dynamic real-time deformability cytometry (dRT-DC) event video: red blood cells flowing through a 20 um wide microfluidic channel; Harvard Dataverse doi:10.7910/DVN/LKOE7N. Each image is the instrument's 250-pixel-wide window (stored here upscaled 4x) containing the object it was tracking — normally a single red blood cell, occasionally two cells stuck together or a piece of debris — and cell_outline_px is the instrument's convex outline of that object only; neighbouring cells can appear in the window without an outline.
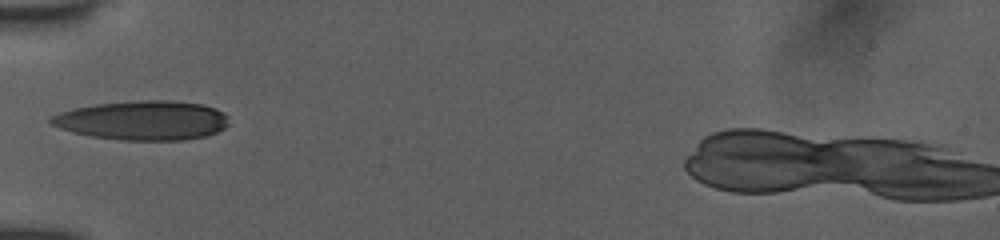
{"species": "human", "species_latin": "Homo sapiens", "temperature_condition": "room temperature", "stored_images_in_passage": 3, "camera_frame_rate_fps": 3000, "um_per_image_px": 0.085, "donor": {"sex": "female"}, "frame": {"image": 1, "passage_image": 2, "time_ms": 1.333, "image_size_px": [1000, 240], "cell_outline_px": [[228, 124], [224, 128], [208, 136], [184, 140], [120, 140], [88, 136], [72, 132], [60, 128], [52, 124], [48, 120], [52, 116], [60, 112], [76, 108], [96, 104], [140, 100], [164, 100], [204, 104], [216, 108], [224, 112], [228, 116]], "centroid_in_image_um": [12.17, 10.24], "position_along_channel_um": 72.8, "area_um2": 40.92}}
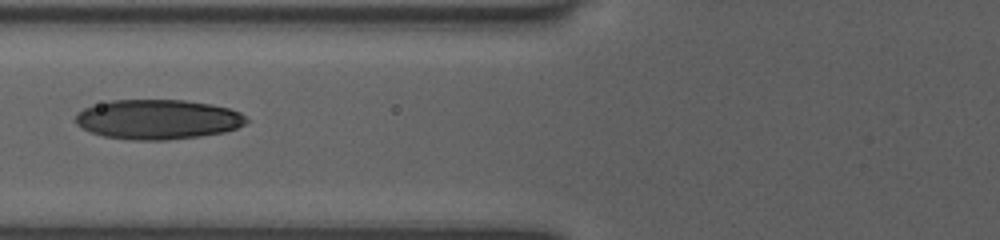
{"frame": {"image": 2, "passage_image": 3, "time_ms": 2.333, "image_size_px": [1000, 240], "cell_outline_px": [[248, 120], [244, 124], [236, 128], [224, 132], [200, 136], [168, 140], [128, 140], [104, 136], [80, 128], [76, 124], [76, 112], [84, 108], [112, 100], [184, 100], [208, 104], [228, 108], [240, 112]], "centroid_in_image_um": [13.38, 10.15], "position_along_channel_um": 112.4, "area_um2": 39.48}}